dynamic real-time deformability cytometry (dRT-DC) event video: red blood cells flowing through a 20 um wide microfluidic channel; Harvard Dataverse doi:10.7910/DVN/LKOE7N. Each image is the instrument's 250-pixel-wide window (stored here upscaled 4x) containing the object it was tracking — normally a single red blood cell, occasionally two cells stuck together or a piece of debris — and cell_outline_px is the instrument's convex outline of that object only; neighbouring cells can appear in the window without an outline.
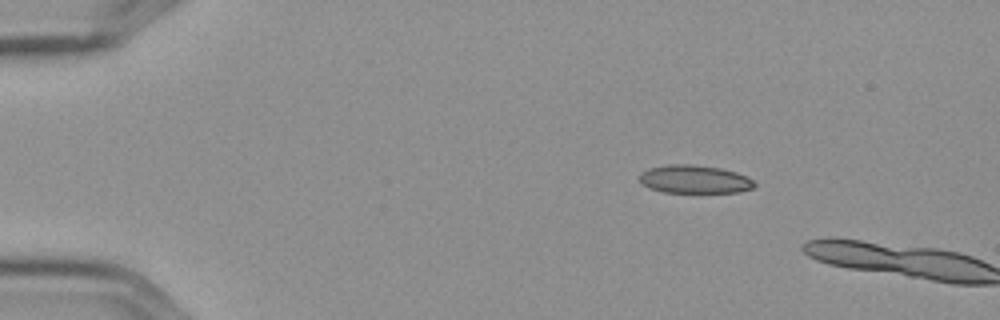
{"species": "Egyptian fruit bat (a non-hibernating species)", "species_latin": "Rousettus aegyptiacus", "temperature_condition": "cold", "stored_images_in_passage": 2, "camera_frame_rate_fps": 3000, "um_per_image_px": 0.085, "frame": {"image": 1, "passage_image": 1, "time_ms": 0.0, "image_size_px": [1000, 320], "cell_outline_px": [[756, 184], [752, 188], [740, 192], [664, 192], [648, 188], [640, 184], [640, 172], [648, 168], [668, 164], [692, 164], [720, 168], [736, 172], [752, 180]], "centroid_in_image_um": [58.98, 15.23], "position_along_channel_um": 26.0, "area_um2": 18.9}}